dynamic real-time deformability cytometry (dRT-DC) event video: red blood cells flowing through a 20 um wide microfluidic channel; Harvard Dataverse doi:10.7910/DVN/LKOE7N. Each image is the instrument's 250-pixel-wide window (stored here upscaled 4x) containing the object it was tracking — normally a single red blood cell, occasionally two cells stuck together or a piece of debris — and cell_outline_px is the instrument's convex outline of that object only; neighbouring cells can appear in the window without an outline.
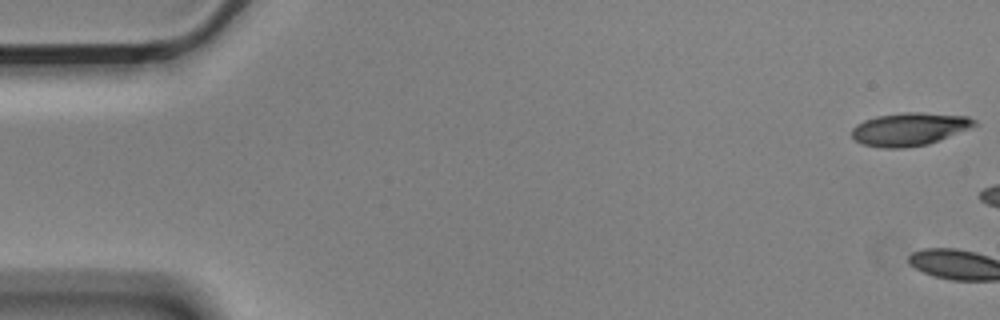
{"species": "Egyptian fruit bat (a non-hibernating species)", "species_latin": "Rousettus aegyptiacus", "temperature_condition": "cold", "stored_images_in_passage": 7, "camera_frame_rate_fps": 3000, "um_per_image_px": 0.085, "animal": {"sex": "male"}, "frame": {"image": 1, "passage_image": 1, "time_ms": 0.0, "image_size_px": [1000, 320], "cell_outline_px": [[980, 124], [928, 144], [904, 148], [884, 148], [864, 144], [856, 140], [852, 136], [852, 128], [856, 124], [864, 120], [876, 116], [904, 112], [920, 112], [968, 116], [976, 120]], "centroid_in_image_um": [77.31, 10.96], "position_along_channel_um": 7.7, "area_um2": 23.52}}
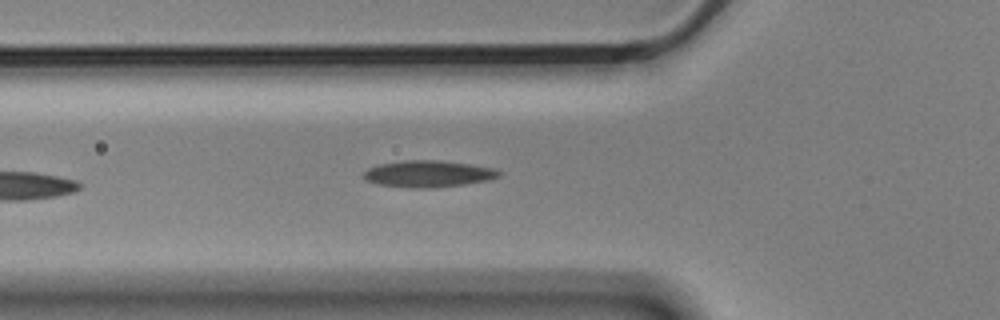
{"frame": {"image": 2, "passage_image": 7, "time_ms": 2.0, "image_size_px": [1000, 320], "cell_outline_px": [[500, 176], [488, 180], [464, 184], [428, 188], [412, 188], [376, 184], [364, 180], [364, 172], [368, 168], [380, 164], [404, 160], [440, 160], [468, 164], [492, 168], [500, 172]], "centroid_in_image_um": [36.35, 14.78], "position_along_channel_um": 89.4, "area_um2": 20.87}}